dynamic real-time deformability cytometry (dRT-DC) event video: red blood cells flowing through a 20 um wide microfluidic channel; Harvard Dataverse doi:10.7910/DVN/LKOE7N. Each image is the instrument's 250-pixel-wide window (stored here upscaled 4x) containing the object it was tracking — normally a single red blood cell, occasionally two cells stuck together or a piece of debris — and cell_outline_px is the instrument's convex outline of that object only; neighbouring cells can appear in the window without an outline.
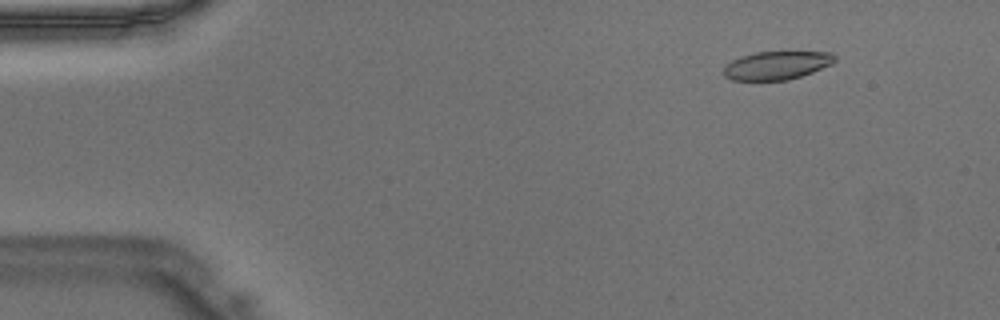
{"species": "Egyptian fruit bat (a non-hibernating species)", "species_latin": "Rousettus aegyptiacus", "temperature_condition": "warm", "stored_images_in_passage": 47, "camera_frame_rate_fps": 3000, "um_per_image_px": 0.085, "animal": {"sex": "male"}, "frame": {"image": 1, "passage_image": 6, "time_ms": 1.667, "image_size_px": [1000, 320], "cell_outline_px": [[836, 60], [832, 64], [812, 72], [788, 80], [732, 80], [724, 76], [724, 68], [732, 60], [740, 56], [756, 52], [832, 52], [836, 56]], "centroid_in_image_um": [66.04, 5.55], "position_along_channel_um": 19.0, "area_um2": 18.26}}
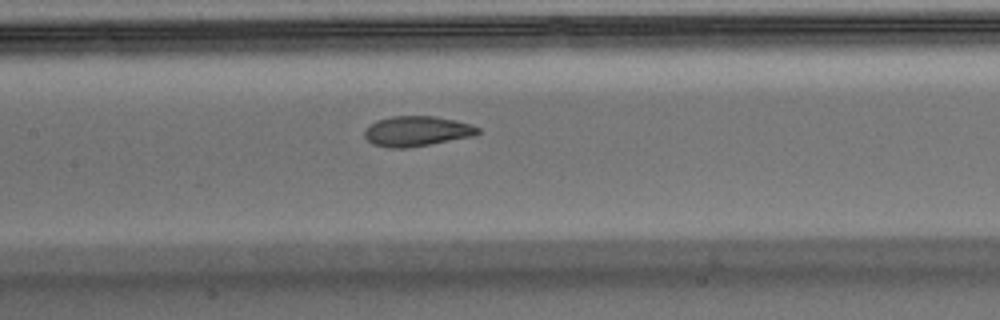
{"frame": {"image": 2, "passage_image": 23, "time_ms": 7.333, "image_size_px": [1000, 320], "cell_outline_px": [[480, 132], [476, 136], [408, 148], [388, 148], [372, 144], [364, 136], [364, 128], [368, 124], [376, 120], [392, 116], [436, 116], [456, 120], [472, 124], [480, 128]], "centroid_in_image_um": [35.43, 11.15], "position_along_channel_um": 172.0, "area_um2": 20.35}}
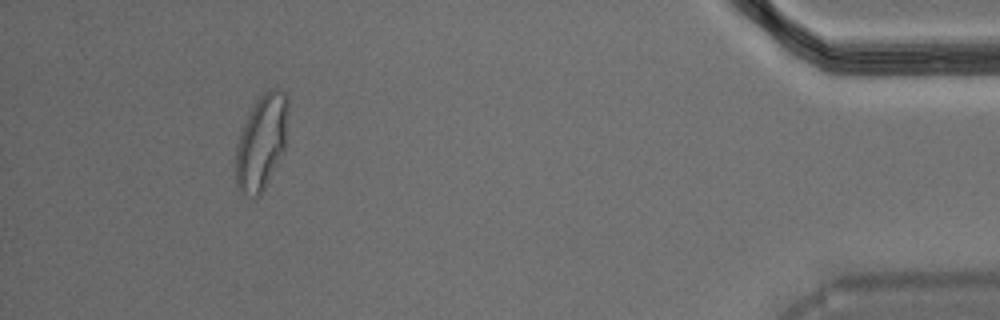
{"frame": {"image": 3, "passage_image": 44, "time_ms": 14.333, "image_size_px": [1000, 320], "cell_outline_px": [[288, 112], [284, 152], [260, 196], [252, 196], [240, 192], [236, 188], [236, 148], [244, 124], [256, 100], [268, 88], [280, 88], [288, 96]], "centroid_in_image_um": [22.25, 12.06], "position_along_channel_um": 412.9, "area_um2": 28.96}}